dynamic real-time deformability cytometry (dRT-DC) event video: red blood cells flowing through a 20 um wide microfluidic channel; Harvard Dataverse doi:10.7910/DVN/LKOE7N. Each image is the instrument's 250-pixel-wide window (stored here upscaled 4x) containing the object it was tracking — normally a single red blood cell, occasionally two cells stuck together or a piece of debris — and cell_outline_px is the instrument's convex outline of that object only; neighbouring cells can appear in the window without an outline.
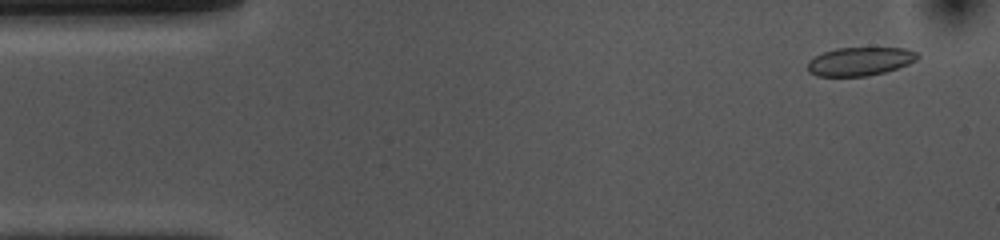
{"species": "common noctule bat (a hibernating species)", "species_latin": "Nyctalus noctula", "temperature_condition": "cold", "stored_images_in_passage": 52, "camera_frame_rate_fps": 3000, "um_per_image_px": 0.085, "animal": {"sex": "female", "body_mass_g": 10.0, "forearm_length_mm": 53.1}, "frame": {"image": 1, "passage_image": 3, "time_ms": 0.667, "image_size_px": [1000, 240], "cell_outline_px": [[920, 56], [916, 60], [908, 64], [884, 72], [864, 76], [816, 76], [808, 72], [808, 60], [824, 52], [836, 48], [904, 48], [916, 52]], "centroid_in_image_um": [73.07, 5.22], "position_along_channel_um": 11.9, "area_um2": 18.09}}
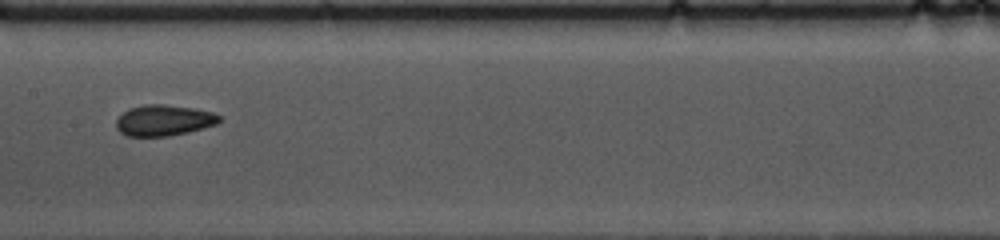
{"frame": {"image": 2, "passage_image": 25, "time_ms": 8.0, "image_size_px": [1000, 240], "cell_outline_px": [[220, 120], [216, 124], [204, 128], [188, 132], [168, 136], [128, 136], [120, 132], [116, 128], [116, 120], [128, 108], [144, 104], [164, 104], [196, 108], [212, 112], [220, 116]], "centroid_in_image_um": [13.92, 10.22], "position_along_channel_um": 193.5, "area_um2": 18.67}}
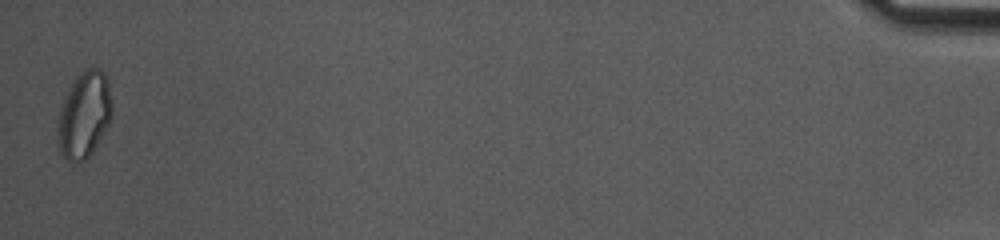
{"frame": {"image": 3, "passage_image": 52, "time_ms": 17.0, "image_size_px": [1000, 240], "cell_outline_px": [[112, 116], [108, 124], [92, 152], [80, 164], [72, 164], [60, 152], [56, 128], [60, 108], [68, 88], [72, 80], [84, 68], [100, 68], [104, 72], [108, 80], [112, 104]], "centroid_in_image_um": [7.14, 9.75], "position_along_channel_um": 428.1, "area_um2": 27.69}, "authors_computed_cell_mechanics": {"area_um2": 18.5538, "velocity_mm_per_s": 3.7221, "shape_relaxation_time_tau1_ms": 7.0192, "shape_relaxation_time_tau2_ms": 2.5307, "deformation_change_tau1": 0.0995, "deformation_change_tau2": 0.0659}}